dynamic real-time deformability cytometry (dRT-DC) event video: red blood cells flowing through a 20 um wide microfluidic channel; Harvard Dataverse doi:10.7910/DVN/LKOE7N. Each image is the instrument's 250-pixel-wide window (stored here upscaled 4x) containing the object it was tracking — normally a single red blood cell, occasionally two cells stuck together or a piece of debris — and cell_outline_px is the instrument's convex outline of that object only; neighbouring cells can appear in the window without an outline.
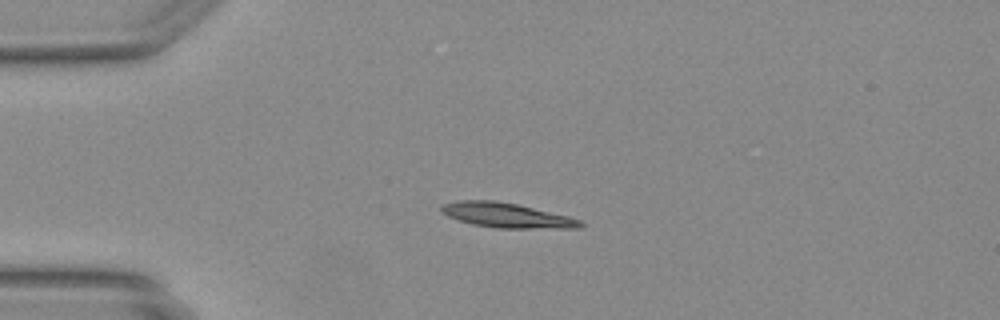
{"species": "Egyptian fruit bat (a non-hibernating species)", "species_latin": "Rousettus aegyptiacus", "temperature_condition": "warm", "stored_images_in_passage": 30, "camera_frame_rate_fps": 3000, "um_per_image_px": 0.085, "animal": {"sex": "female"}, "frame": {"image": 1, "passage_image": 1, "time_ms": 0.0, "image_size_px": [1000, 320], "cell_outline_px": [[584, 224], [580, 228], [496, 228], [472, 224], [448, 216], [440, 212], [440, 204], [460, 200], [492, 200], [516, 204], [568, 216], [580, 220]], "centroid_in_image_um": [43.02, 18.3], "position_along_channel_um": 42.0, "area_um2": 19.94}}
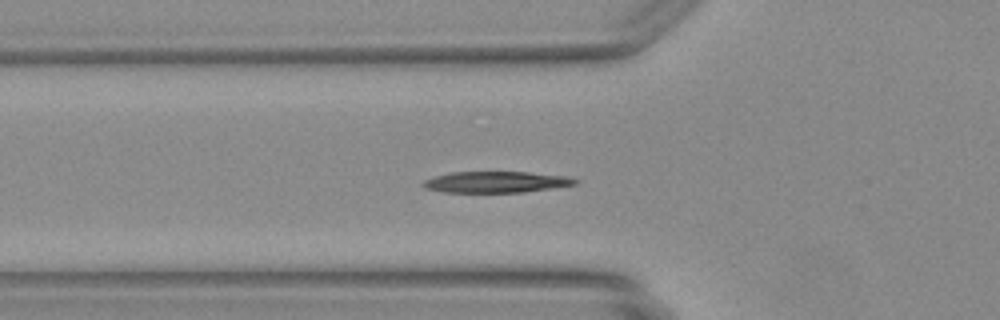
{"frame": {"image": 2, "passage_image": 6, "time_ms": 1.667, "image_size_px": [1000, 320], "cell_outline_px": [[580, 180], [576, 184], [552, 188], [524, 192], [444, 192], [424, 188], [420, 184], [424, 180], [436, 176], [452, 172], [528, 172], [568, 176]], "centroid_in_image_um": [42.18, 15.47], "position_along_channel_um": 83.6, "area_um2": 18.79}}
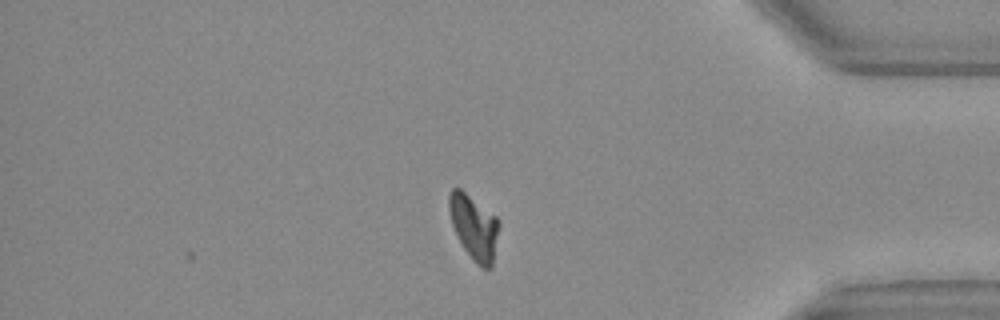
{"frame": {"image": 3, "passage_image": 30, "time_ms": 9.667, "image_size_px": [1000, 320], "cell_outline_px": [[500, 224], [492, 268], [484, 268], [476, 264], [472, 260], [464, 248], [452, 224], [448, 208], [448, 196], [452, 188], [460, 188], [496, 216]], "centroid_in_image_um": [40.3, 19.3], "position_along_channel_um": 394.9, "area_um2": 18.73}}